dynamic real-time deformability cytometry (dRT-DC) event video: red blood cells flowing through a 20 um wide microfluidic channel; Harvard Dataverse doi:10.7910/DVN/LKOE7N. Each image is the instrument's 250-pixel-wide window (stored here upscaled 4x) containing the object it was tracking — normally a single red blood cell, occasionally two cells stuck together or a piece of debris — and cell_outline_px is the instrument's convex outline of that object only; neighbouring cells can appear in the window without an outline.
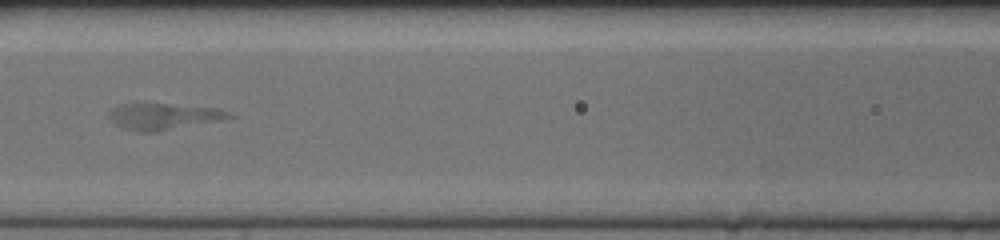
{"species": "human", "species_latin": "Homo sapiens", "temperature_condition": "cold", "stored_images_in_passage": 43, "camera_frame_rate_fps": 3000, "um_per_image_px": 0.085, "donor": {"sex": "female"}, "frame": {"image": 1, "passage_image": 19, "time_ms": 6.0, "image_size_px": [1000, 240], "cell_outline_px": [[236, 116], [152, 132], [136, 132], [124, 128], [116, 124], [108, 116], [112, 108], [124, 104], [164, 104], [216, 108]], "centroid_in_image_um": [13.81, 9.89], "position_along_channel_um": 152.8, "area_um2": 17.51}}
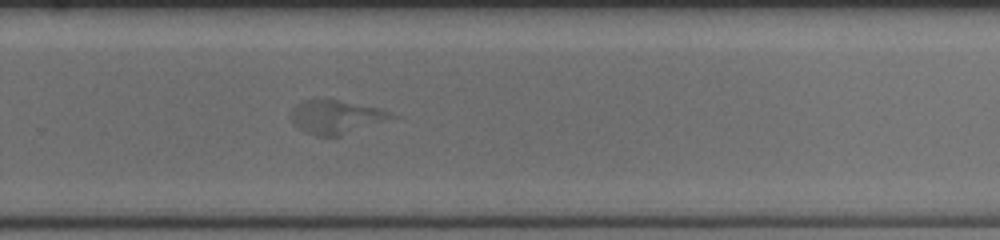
{"frame": {"image": 2, "passage_image": 31, "time_ms": 10.0, "image_size_px": [1000, 240], "cell_outline_px": [[392, 116], [340, 136], [320, 136], [308, 132], [292, 120], [292, 108], [304, 100], [336, 100], [380, 108], [388, 112]], "centroid_in_image_um": [28.49, 9.92], "position_along_channel_um": 301.3, "area_um2": 18.32}}
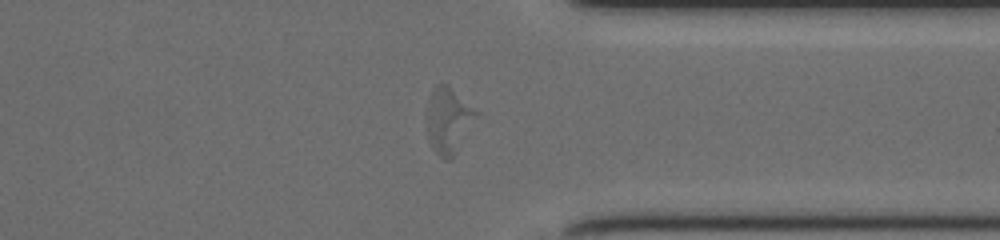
{"frame": {"image": 3, "passage_image": 37, "time_ms": 12.0, "image_size_px": [1000, 240], "cell_outline_px": [[480, 112], [452, 160], [448, 160], [440, 156], [436, 152], [432, 144], [428, 128], [428, 100], [436, 84], [448, 84]], "centroid_in_image_um": [38.17, 10.2], "position_along_channel_um": 373.2, "area_um2": 18.67}}